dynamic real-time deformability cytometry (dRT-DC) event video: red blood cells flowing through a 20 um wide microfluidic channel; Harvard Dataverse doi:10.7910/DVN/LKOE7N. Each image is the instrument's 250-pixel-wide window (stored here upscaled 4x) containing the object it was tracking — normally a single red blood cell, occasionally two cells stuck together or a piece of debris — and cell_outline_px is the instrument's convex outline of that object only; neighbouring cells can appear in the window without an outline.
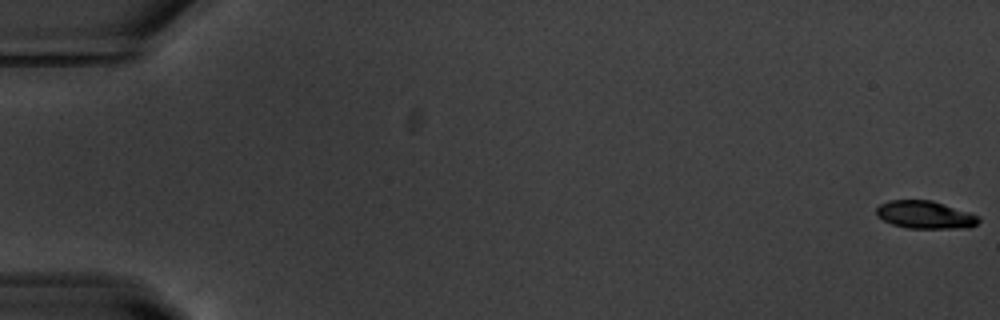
{"species": "common noctule bat (a hibernating species)", "species_latin": "Nyctalus noctula", "temperature_condition": "warm", "stored_images_in_passage": 56, "camera_frame_rate_fps": 3000, "um_per_image_px": 0.085, "animal": {"sex": "male", "body_mass_g": 20.1, "forearm_length_mm": 53.5}, "frame": {"image": 1, "passage_image": 1, "time_ms": 0.0, "image_size_px": [1000, 320], "cell_outline_px": [[980, 220], [976, 224], [968, 228], [908, 228], [892, 224], [876, 216], [876, 208], [880, 204], [888, 200], [932, 200], [980, 216]], "centroid_in_image_um": [78.62, 18.25], "position_along_channel_um": 6.4, "area_um2": 16.53}}
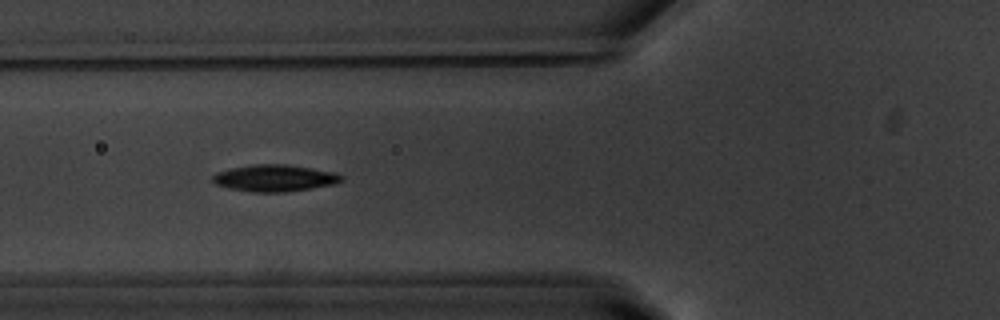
{"frame": {"image": 2, "passage_image": 22, "time_ms": 7.0, "image_size_px": [1000, 320], "cell_outline_px": [[344, 180], [336, 184], [312, 188], [284, 192], [252, 192], [228, 188], [216, 184], [212, 180], [212, 176], [216, 172], [232, 168], [252, 164], [284, 164], [336, 172], [344, 176]], "centroid_in_image_um": [23.37, 15.14], "position_along_channel_um": 102.4, "area_um2": 20.17}}
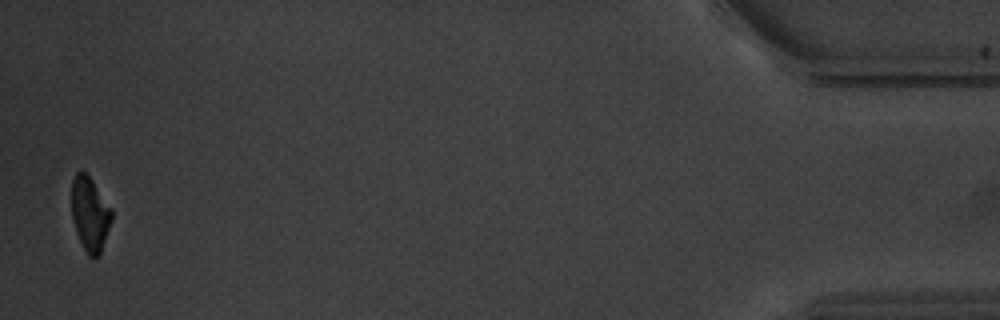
{"frame": {"image": 3, "passage_image": 55, "time_ms": 18.0, "image_size_px": [1000, 320], "cell_outline_px": [[112, 220], [100, 256], [88, 256], [76, 232], [72, 220], [72, 180], [76, 172], [84, 172], [92, 180], [112, 208]], "centroid_in_image_um": [7.66, 18.2], "position_along_channel_um": 427.5, "area_um2": 17.28}, "authors_computed_cell_mechanics": {"area_um2": 18.7561, "velocity_mm_per_s": 3.7248, "shape_relaxation_time_tau1_ms": 2.6081, "shape_relaxation_time_tau2_ms": null, "deformation_change_tau1": 0.1408, "deformation_change_tau2": null}}